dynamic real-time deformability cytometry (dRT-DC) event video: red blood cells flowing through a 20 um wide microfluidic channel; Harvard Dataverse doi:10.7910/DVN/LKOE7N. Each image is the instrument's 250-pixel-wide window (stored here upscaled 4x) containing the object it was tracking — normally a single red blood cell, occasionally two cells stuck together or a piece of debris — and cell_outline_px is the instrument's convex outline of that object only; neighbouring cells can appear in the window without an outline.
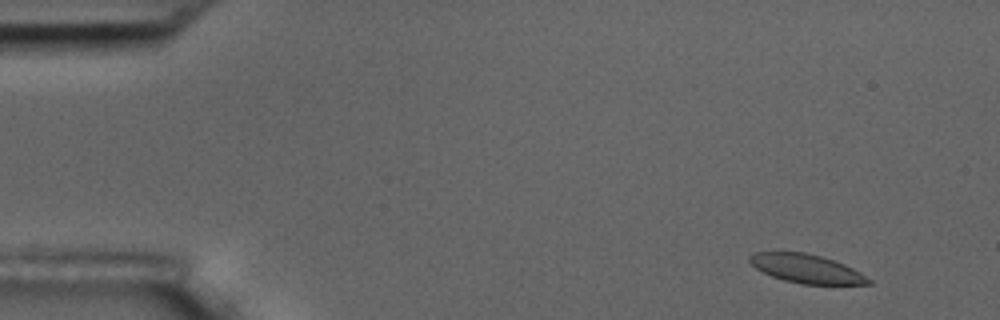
{"species": "common noctule bat (a hibernating species)", "species_latin": "Nyctalus noctula", "temperature_condition": "room temperature", "stored_images_in_passage": 9, "camera_frame_rate_fps": 3000, "um_per_image_px": 0.085, "animal": {"sex": "male", "body_mass_g": 17.5, "forearm_length_mm": 52.3}, "frame": {"image": 1, "passage_image": 2, "time_ms": 1.0, "image_size_px": [1000, 320], "cell_outline_px": [[872, 284], [800, 284], [784, 280], [772, 276], [756, 268], [748, 260], [748, 256], [752, 252], [804, 252], [820, 256], [844, 264], [860, 272], [872, 280]], "centroid_in_image_um": [68.54, 22.83], "position_along_channel_um": 16.5, "area_um2": 19.77}}
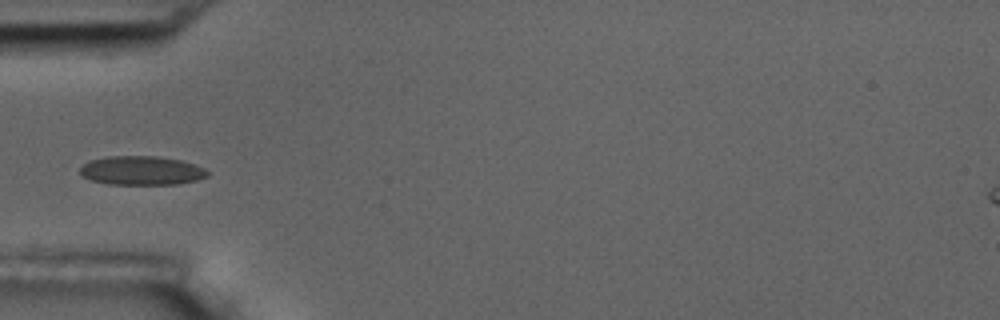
{"frame": {"image": 2, "passage_image": 6, "time_ms": 5.667, "image_size_px": [1000, 320], "cell_outline_px": [[208, 176], [196, 180], [176, 184], [108, 184], [92, 180], [84, 176], [80, 172], [80, 168], [88, 160], [108, 156], [160, 156], [184, 160], [196, 164], [204, 168], [208, 172]], "centroid_in_image_um": [12.06, 14.48], "position_along_channel_um": 72.9, "area_um2": 21.62}}
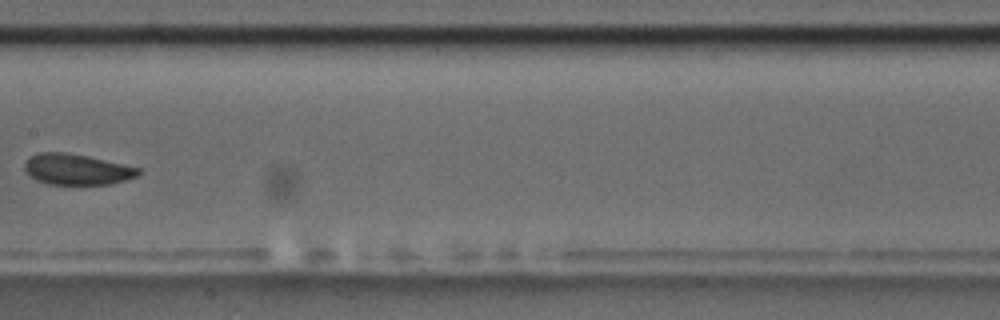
{"frame": {"image": 3, "passage_image": 9, "time_ms": 9.333, "image_size_px": [1000, 320], "cell_outline_px": [[140, 172], [136, 176], [124, 180], [108, 184], [48, 184], [36, 180], [24, 168], [24, 164], [32, 156], [40, 152], [68, 152], [88, 156], [140, 168]], "centroid_in_image_um": [6.52, 14.39], "position_along_channel_um": 200.9, "area_um2": 20.11}}